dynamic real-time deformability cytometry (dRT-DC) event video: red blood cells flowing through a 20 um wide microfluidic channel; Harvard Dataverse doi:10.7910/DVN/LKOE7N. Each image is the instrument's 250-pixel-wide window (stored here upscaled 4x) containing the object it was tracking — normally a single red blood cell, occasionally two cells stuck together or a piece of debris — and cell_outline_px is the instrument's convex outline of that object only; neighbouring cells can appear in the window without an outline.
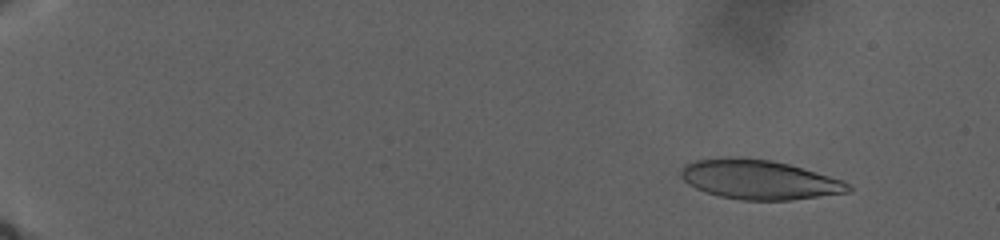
{"species": "human", "species_latin": "Homo sapiens", "temperature_condition": "warm", "stored_images_in_passage": 71, "camera_frame_rate_fps": 3000, "um_per_image_px": 0.085, "donor": {"sex": "male"}, "frame": {"image": 1, "passage_image": 14, "time_ms": 4.333, "image_size_px": [1000, 240], "cell_outline_px": [[852, 192], [792, 200], [740, 200], [720, 196], [704, 192], [688, 184], [680, 176], [680, 172], [684, 164], [696, 160], [736, 156], [740, 156], [772, 160], [788, 164], [828, 176], [852, 184]], "centroid_in_image_um": [64.52, 15.27], "position_along_channel_um": 20.5, "area_um2": 38.61}}
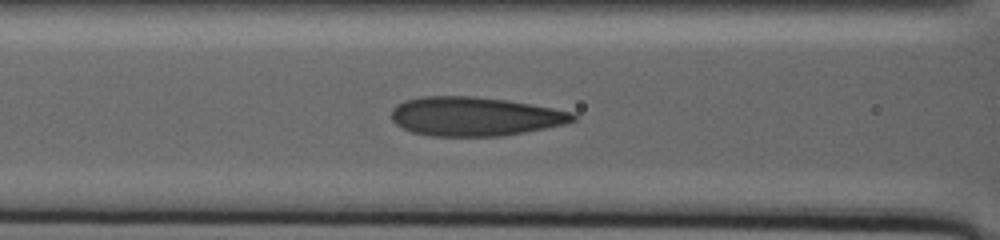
{"frame": {"image": 2, "passage_image": 56, "time_ms": 18.333, "image_size_px": [1000, 240], "cell_outline_px": [[576, 120], [564, 124], [524, 132], [500, 136], [432, 136], [412, 132], [396, 124], [392, 120], [392, 108], [396, 104], [404, 100], [424, 96], [476, 96], [508, 100], [576, 112]], "centroid_in_image_um": [40.36, 9.88], "position_along_channel_um": 126.2, "area_um2": 41.38}}
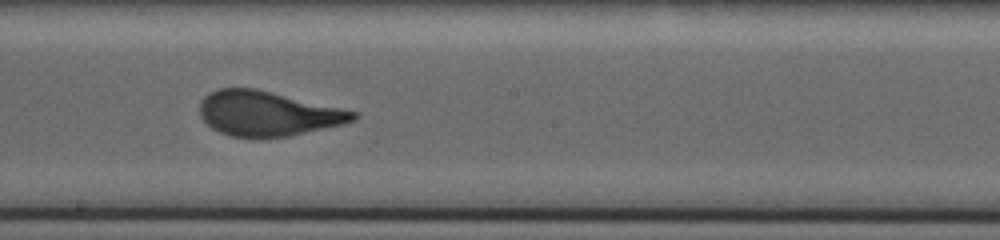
{"frame": {"image": 3, "passage_image": 71, "time_ms": 23.333, "image_size_px": [1000, 240], "cell_outline_px": [[360, 116], [356, 120], [344, 124], [288, 136], [260, 140], [232, 136], [220, 132], [212, 128], [200, 116], [200, 100], [208, 92], [220, 88], [256, 88], [344, 108], [360, 112]], "centroid_in_image_um": [22.79, 9.66], "position_along_channel_um": 225.4, "area_um2": 40.86}}